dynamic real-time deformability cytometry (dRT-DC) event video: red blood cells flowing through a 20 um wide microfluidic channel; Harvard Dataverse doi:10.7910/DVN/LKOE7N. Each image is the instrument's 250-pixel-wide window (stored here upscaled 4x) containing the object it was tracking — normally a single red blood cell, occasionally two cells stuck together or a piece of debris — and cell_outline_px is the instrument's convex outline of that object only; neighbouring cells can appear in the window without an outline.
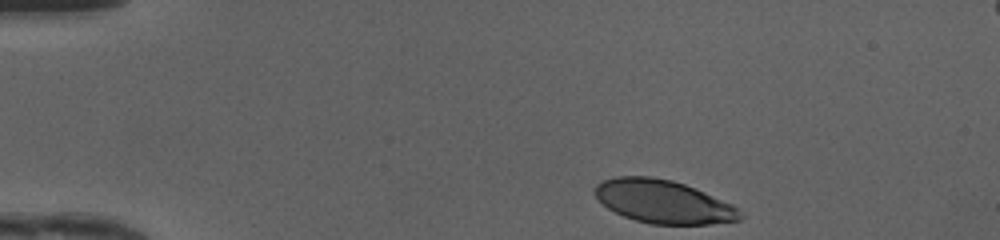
{"species": "human", "species_latin": "Homo sapiens", "temperature_condition": "cold", "stored_images_in_passage": 36, "camera_frame_rate_fps": 3000, "um_per_image_px": 0.085, "donor": {"sex": "female"}, "frame": {"image": 1, "passage_image": 1, "time_ms": 0.0, "image_size_px": [1000, 240], "cell_outline_px": [[744, 216], [740, 220], [708, 224], [652, 224], [636, 220], [624, 216], [608, 208], [596, 196], [596, 184], [600, 180], [616, 176], [652, 176], [672, 180], [684, 184], [704, 192], [732, 204]], "centroid_in_image_um": [56.38, 17.13], "position_along_channel_um": 28.6, "area_um2": 36.3}}
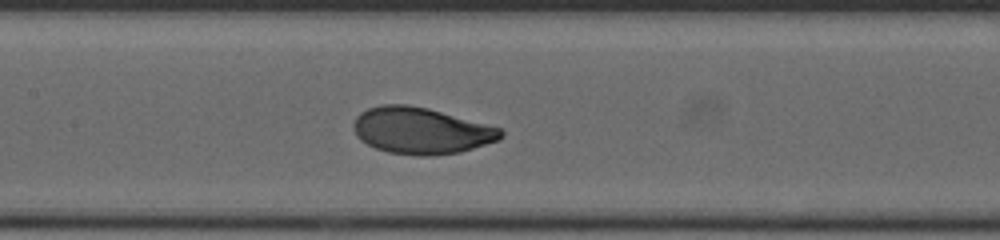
{"frame": {"image": 2, "passage_image": 17, "time_ms": 5.333, "image_size_px": [1000, 240], "cell_outline_px": [[504, 136], [500, 140], [460, 152], [432, 156], [420, 156], [388, 152], [376, 148], [360, 140], [356, 136], [352, 128], [352, 124], [356, 116], [360, 112], [368, 108], [380, 104], [408, 104], [428, 108], [500, 128], [504, 132]], "centroid_in_image_um": [35.76, 11.11], "position_along_channel_um": 171.6, "area_um2": 40.11}}
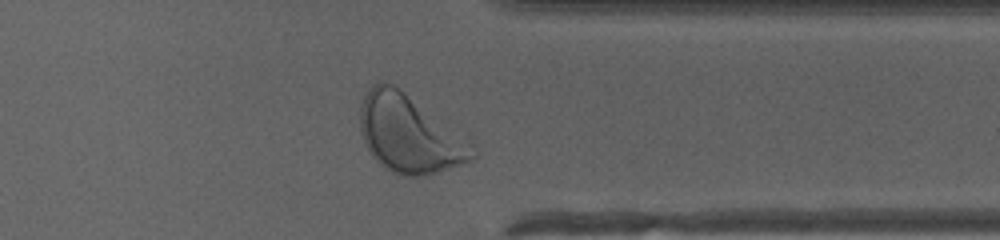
{"frame": {"image": 3, "passage_image": 32, "time_ms": 10.333, "image_size_px": [1000, 240], "cell_outline_px": [[476, 156], [472, 160], [424, 176], [400, 176], [384, 168], [372, 156], [360, 132], [360, 108], [364, 96], [368, 88], [372, 84], [380, 80], [392, 84]], "centroid_in_image_um": [34.54, 11.44], "position_along_channel_um": 376.9, "area_um2": 46.99}, "authors_computed_cell_mechanics": {"area_um2": 39.0439, "velocity_mm_per_s": 4.1543, "shape_relaxation_time_tau1_ms": 2.2551, "shape_relaxation_time_tau2_ms": null, "deformation_change_tau1": 0.1446, "deformation_change_tau2": null}}